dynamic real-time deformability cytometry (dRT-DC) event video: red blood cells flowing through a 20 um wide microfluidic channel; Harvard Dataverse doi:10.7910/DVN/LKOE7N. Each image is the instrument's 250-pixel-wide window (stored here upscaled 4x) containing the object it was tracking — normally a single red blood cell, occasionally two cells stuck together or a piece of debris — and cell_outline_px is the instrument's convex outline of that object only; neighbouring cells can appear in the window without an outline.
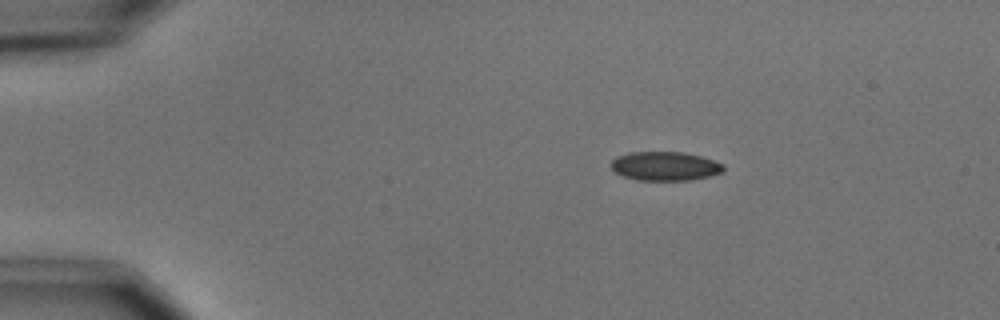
{"species": "common noctule bat (a hibernating species)", "species_latin": "Nyctalus noctula", "temperature_condition": "cold", "stored_images_in_passage": 3, "camera_frame_rate_fps": 3000, "um_per_image_px": 0.085, "animal": {"sex": "male", "body_mass_g": 15.6}, "frame": {"image": 1, "passage_image": 1, "time_ms": 0.0, "image_size_px": [1000, 320], "cell_outline_px": [[724, 172], [692, 180], [636, 180], [624, 176], [616, 172], [612, 168], [612, 160], [616, 156], [632, 152], [684, 152], [700, 156], [724, 164]], "centroid_in_image_um": [56.54, 14.12], "position_along_channel_um": 28.5, "area_um2": 18.9}}